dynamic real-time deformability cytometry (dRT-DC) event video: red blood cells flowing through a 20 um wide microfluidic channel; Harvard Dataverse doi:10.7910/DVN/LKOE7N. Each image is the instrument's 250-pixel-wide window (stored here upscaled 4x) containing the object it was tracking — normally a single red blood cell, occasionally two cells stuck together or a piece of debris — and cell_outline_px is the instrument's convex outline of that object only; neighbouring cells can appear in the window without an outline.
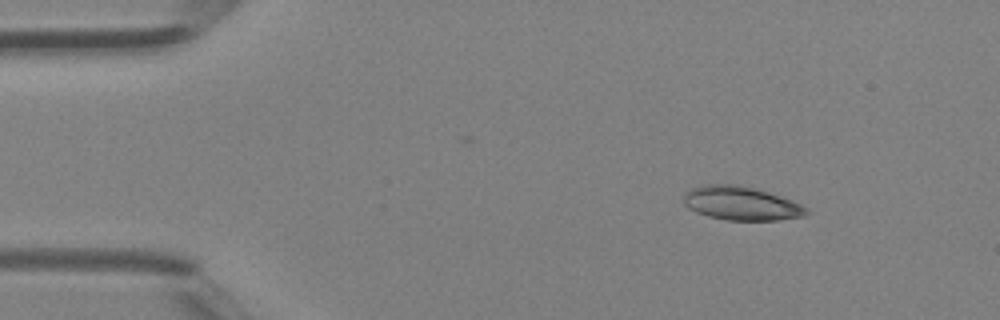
{"species": "Egyptian fruit bat (a non-hibernating species)", "species_latin": "Rousettus aegyptiacus", "temperature_condition": "room temperature", "stored_images_in_passage": 46, "camera_frame_rate_fps": 3000, "um_per_image_px": 0.085, "animal": {"sex": "female"}, "frame": {"image": 1, "passage_image": 6, "time_ms": 1.667, "image_size_px": [1000, 320], "cell_outline_px": [[808, 212], [804, 216], [780, 220], [728, 220], [708, 216], [696, 212], [688, 208], [684, 204], [684, 192], [700, 184], [736, 184], [768, 192], [792, 200], [808, 208]], "centroid_in_image_um": [62.97, 17.28], "position_along_channel_um": 22.0, "area_um2": 24.16}}
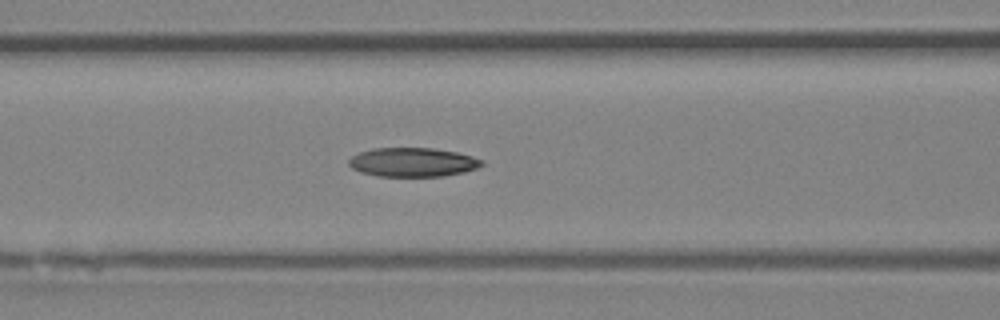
{"frame": {"image": 2, "passage_image": 19, "time_ms": 6.0, "image_size_px": [1000, 320], "cell_outline_px": [[484, 164], [476, 168], [464, 172], [444, 176], [380, 176], [360, 172], [352, 168], [348, 164], [348, 160], [352, 156], [360, 152], [372, 148], [432, 148], [456, 152], [472, 156], [484, 160]], "centroid_in_image_um": [35.08, 13.78], "position_along_channel_um": 131.5, "area_um2": 22.48}}
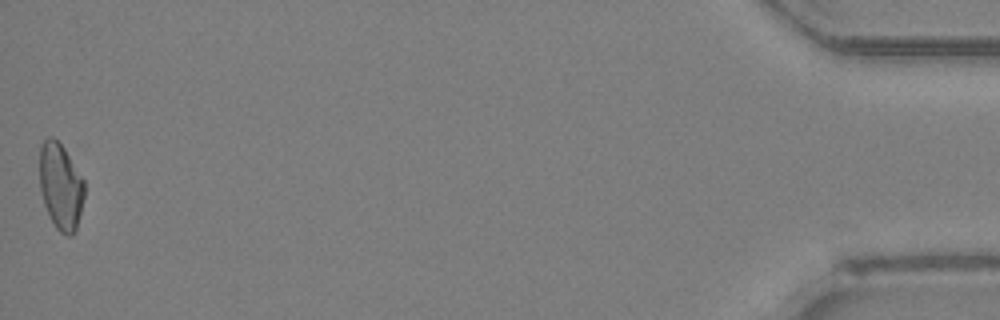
{"frame": {"image": 3, "passage_image": 46, "time_ms": 15.0, "image_size_px": [1000, 320], "cell_outline_px": [[84, 196], [76, 228], [72, 236], [68, 236], [60, 232], [56, 228], [44, 204], [40, 188], [40, 144], [48, 136], [52, 136], [64, 148], [84, 180]], "centroid_in_image_um": [5.15, 15.82], "position_along_channel_um": 430.1, "area_um2": 22.31}, "authors_computed_cell_mechanics": {"area_um2": 22.6576, "velocity_mm_per_s": 4.432, "shape_relaxation_time_tau1_ms": 11.3213, "shape_relaxation_time_tau2_ms": 5.1497, "deformation_change_tau1": 0.2447, "deformation_change_tau2": 0.1347}}